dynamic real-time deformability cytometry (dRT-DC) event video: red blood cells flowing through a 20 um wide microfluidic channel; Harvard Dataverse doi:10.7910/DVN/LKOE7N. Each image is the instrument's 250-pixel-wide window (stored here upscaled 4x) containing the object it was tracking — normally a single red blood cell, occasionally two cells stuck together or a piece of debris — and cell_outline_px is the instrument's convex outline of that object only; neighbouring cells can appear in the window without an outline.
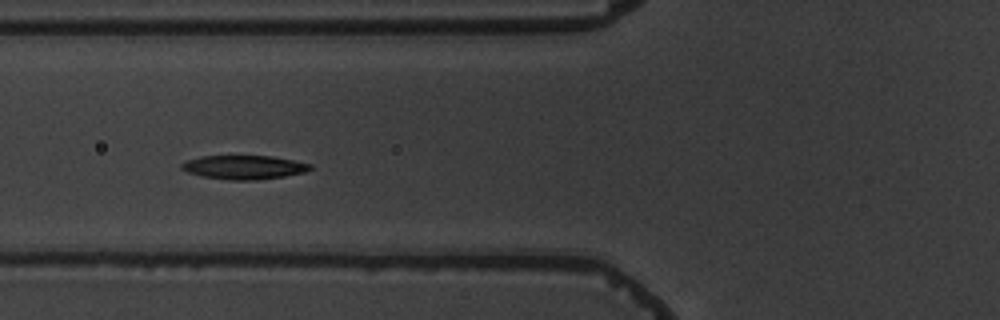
{"species": "common noctule bat (a hibernating species)", "species_latin": "Nyctalus noctula", "temperature_condition": "warm", "stored_images_in_passage": 8, "camera_frame_rate_fps": 3000, "um_per_image_px": 0.085, "animal": {"sex": "male", "body_mass_g": 19.5, "forearm_length_mm": 54.6}, "frame": {"image": 1, "passage_image": 4, "time_ms": 4.333, "image_size_px": [1000, 320], "cell_outline_px": [[312, 168], [304, 172], [284, 176], [256, 180], [228, 180], [200, 176], [188, 172], [180, 168], [180, 164], [188, 160], [200, 156], [272, 156], [312, 164]], "centroid_in_image_um": [20.71, 14.22], "position_along_channel_um": 105.1, "area_um2": 17.86}}
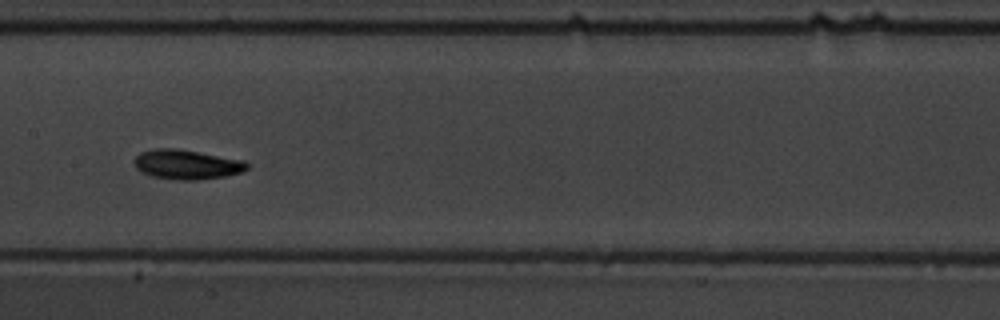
{"frame": {"image": 2, "passage_image": 6, "time_ms": 6.667, "image_size_px": [1000, 320], "cell_outline_px": [[248, 168], [240, 172], [224, 176], [196, 180], [176, 180], [152, 176], [140, 172], [136, 168], [136, 156], [140, 152], [156, 148], [172, 148], [244, 160], [248, 164]], "centroid_in_image_um": [15.85, 13.99], "position_along_channel_um": 191.6, "area_um2": 19.13}}
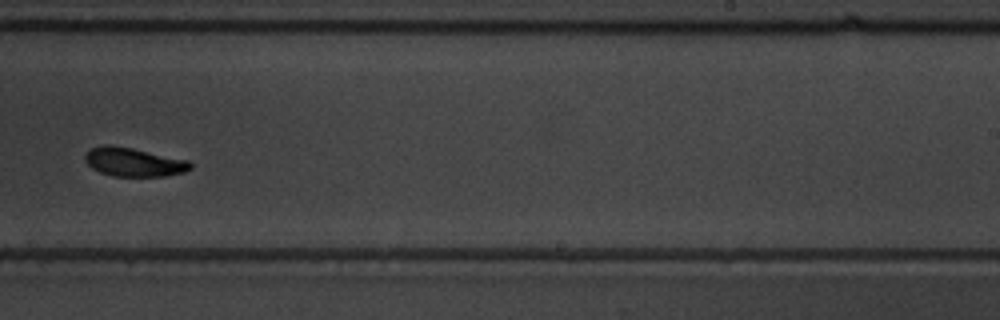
{"frame": {"image": 3, "passage_image": 8, "time_ms": 9.0, "image_size_px": [1000, 320], "cell_outline_px": [[192, 168], [184, 172], [168, 176], [112, 176], [100, 172], [92, 168], [84, 160], [84, 156], [92, 148], [104, 144], [108, 144], [132, 148], [188, 160], [192, 164]], "centroid_in_image_um": [11.37, 13.78], "position_along_channel_um": 277.6, "area_um2": 17.63}}